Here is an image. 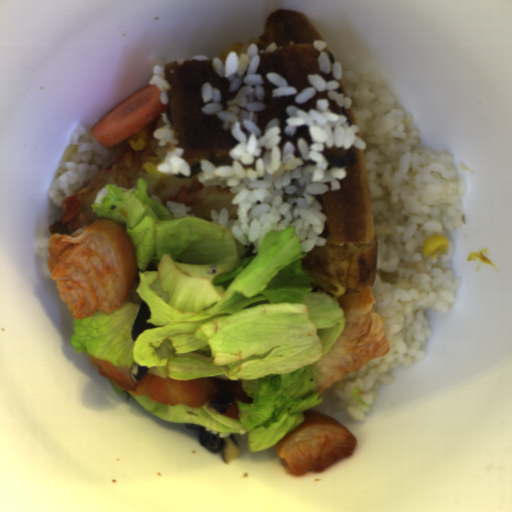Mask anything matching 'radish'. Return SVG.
<instances>
[{
  "label": "radish",
  "instance_id": "1f323893",
  "mask_svg": "<svg viewBox=\"0 0 512 512\" xmlns=\"http://www.w3.org/2000/svg\"><path fill=\"white\" fill-rule=\"evenodd\" d=\"M162 103L161 90L146 85L126 96L90 128V136L102 147L119 145L153 124L167 110Z\"/></svg>",
  "mask_w": 512,
  "mask_h": 512
}]
</instances>
